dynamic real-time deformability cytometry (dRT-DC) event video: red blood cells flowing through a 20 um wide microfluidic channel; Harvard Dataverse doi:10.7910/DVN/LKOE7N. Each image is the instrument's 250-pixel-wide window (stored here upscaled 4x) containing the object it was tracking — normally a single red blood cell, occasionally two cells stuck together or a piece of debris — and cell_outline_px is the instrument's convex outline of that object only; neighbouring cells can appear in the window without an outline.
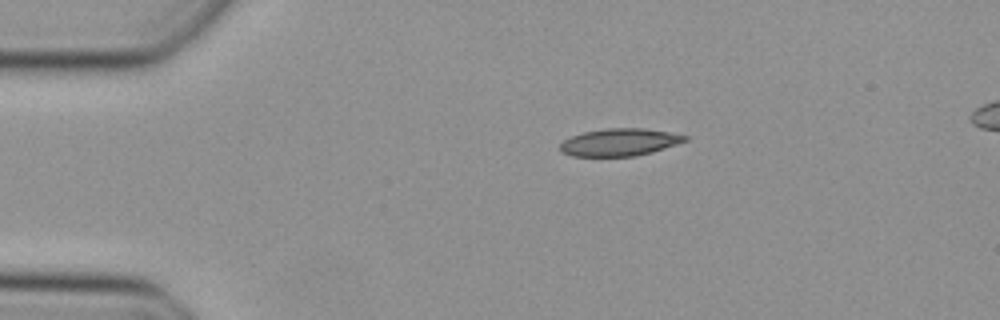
{"species": "Egyptian fruit bat (a non-hibernating species)", "species_latin": "Rousettus aegyptiacus", "temperature_condition": "cold", "stored_images_in_passage": 33, "camera_frame_rate_fps": 3000, "um_per_image_px": 0.085, "animal": {"sex": "female"}, "frame": {"image": 1, "passage_image": 1, "time_ms": 0.0, "image_size_px": [1000, 320], "cell_outline_px": [[688, 140], [652, 152], [636, 156], [572, 156], [560, 152], [560, 144], [564, 140], [572, 136], [584, 132], [604, 128], [644, 128], [668, 132], [688, 136]], "centroid_in_image_um": [52.64, 12.09], "position_along_channel_um": 32.4, "area_um2": 19.88}}
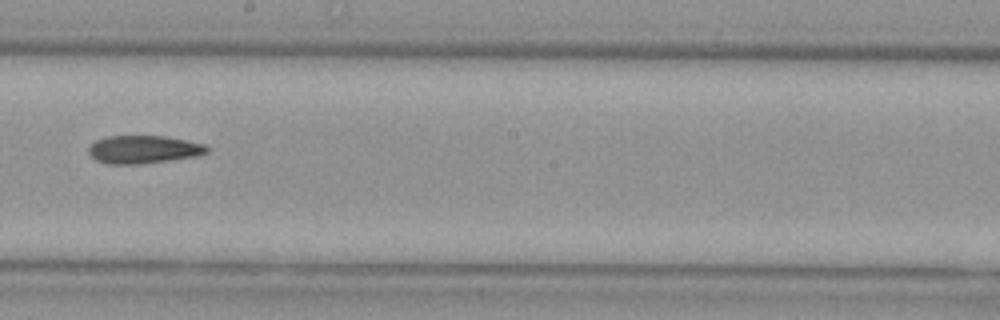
{"frame": {"image": 2, "passage_image": 19, "time_ms": 6.0, "image_size_px": [1000, 320], "cell_outline_px": [[208, 152], [196, 156], [140, 164], [108, 164], [96, 160], [88, 152], [88, 148], [96, 140], [108, 136], [164, 136], [208, 144]], "centroid_in_image_um": [12.21, 12.7], "position_along_channel_um": 236.0, "area_um2": 19.25}}
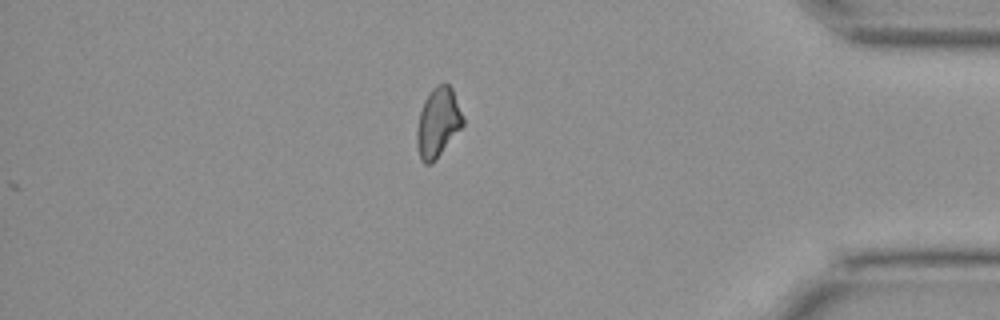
{"frame": {"image": 3, "passage_image": 33, "time_ms": 10.667, "image_size_px": [1000, 320], "cell_outline_px": [[464, 124], [436, 160], [432, 164], [424, 164], [420, 160], [416, 144], [416, 128], [420, 112], [424, 100], [428, 92], [436, 84], [448, 84], [452, 88], [464, 116]], "centroid_in_image_um": [37.21, 10.43], "position_along_channel_um": 398.0, "area_um2": 18.96}}